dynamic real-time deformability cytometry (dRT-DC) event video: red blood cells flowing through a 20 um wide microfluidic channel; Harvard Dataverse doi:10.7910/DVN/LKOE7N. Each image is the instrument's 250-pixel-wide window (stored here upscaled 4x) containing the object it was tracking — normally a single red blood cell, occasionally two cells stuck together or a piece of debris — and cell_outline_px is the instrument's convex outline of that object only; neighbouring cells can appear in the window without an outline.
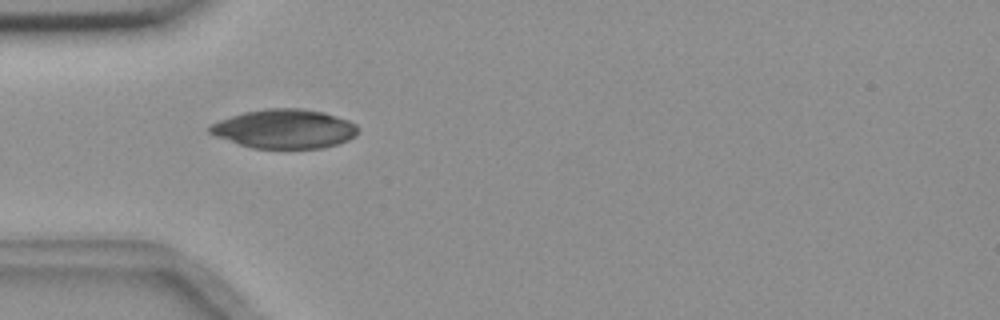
{"species": "common noctule bat (a hibernating species)", "species_latin": "Nyctalus noctula", "temperature_condition": "room temperature", "stored_images_in_passage": 3, "camera_frame_rate_fps": 3000, "um_per_image_px": 0.085, "animal": {"sex": "female", "body_mass_g": 18.4}, "frame": {"image": 1, "passage_image": 3, "time_ms": 0.667, "image_size_px": [1000, 320], "cell_outline_px": [[360, 128], [356, 136], [348, 140], [324, 148], [252, 148], [216, 136], [208, 132], [208, 124], [244, 112], [264, 108], [300, 108], [324, 112], [348, 120], [356, 124]], "centroid_in_image_um": [24.2, 10.94], "position_along_channel_um": 60.8, "area_um2": 33.87}}